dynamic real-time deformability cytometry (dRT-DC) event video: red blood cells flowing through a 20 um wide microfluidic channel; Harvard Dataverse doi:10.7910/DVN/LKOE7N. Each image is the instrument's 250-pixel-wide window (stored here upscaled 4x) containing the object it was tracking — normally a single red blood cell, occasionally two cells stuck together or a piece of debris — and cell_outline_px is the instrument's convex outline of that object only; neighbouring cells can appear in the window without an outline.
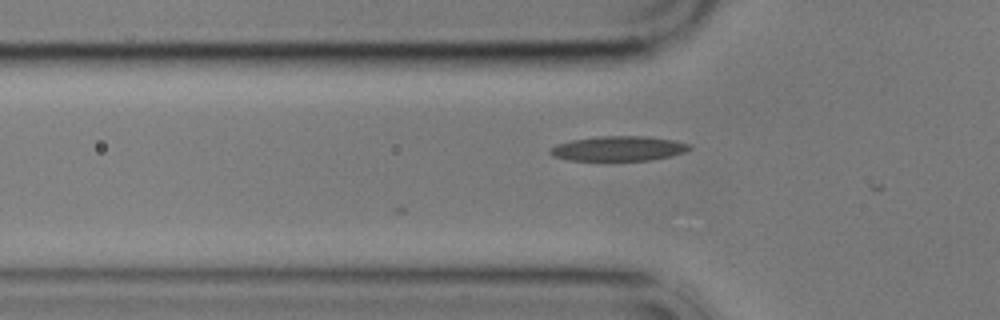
{"species": "common noctule bat (a hibernating species)", "species_latin": "Nyctalus noctula", "temperature_condition": "cold", "stored_images_in_passage": 3, "camera_frame_rate_fps": 3000, "um_per_image_px": 0.085, "animal": {"sex": "male", "body_mass_g": 17.9}, "frame": {"image": 1, "passage_image": 2, "time_ms": 5.0, "image_size_px": [1000, 320], "cell_outline_px": [[692, 148], [684, 152], [668, 156], [648, 160], [568, 160], [552, 156], [548, 152], [548, 148], [556, 144], [572, 140], [596, 136], [644, 136], [676, 140], [692, 144]], "centroid_in_image_um": [52.54, 12.61], "position_along_channel_um": 73.3, "area_um2": 20.23}}